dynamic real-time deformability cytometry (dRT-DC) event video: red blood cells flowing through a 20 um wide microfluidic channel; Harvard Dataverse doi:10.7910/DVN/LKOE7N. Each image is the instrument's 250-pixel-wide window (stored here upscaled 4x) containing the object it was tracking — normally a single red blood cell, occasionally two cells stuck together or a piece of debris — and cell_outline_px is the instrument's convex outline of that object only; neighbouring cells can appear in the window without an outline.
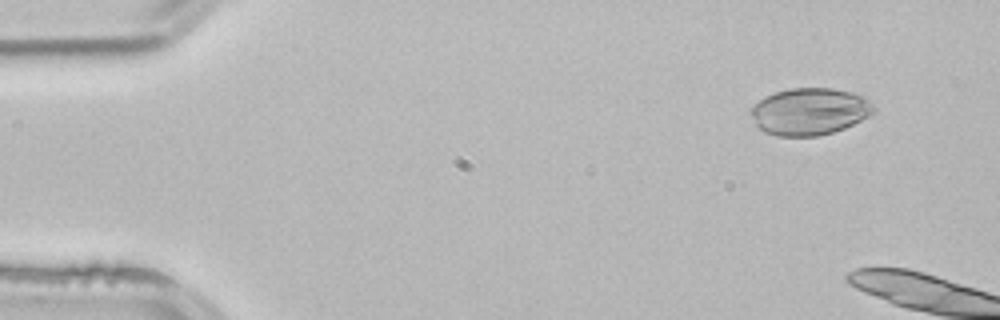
{"species": "common noctule bat (a hibernating species)", "species_latin": "Nyctalus noctula", "temperature_condition": "room temperature", "stored_images_in_passage": 8, "camera_frame_rate_fps": 3000, "um_per_image_px": 0.085, "animal": {"sex": "male", "body_mass_g": 21.5, "forearm_length_mm": 52.0}, "frame": {"image": 1, "passage_image": 5, "time_ms": 1.333, "image_size_px": [1000, 320], "cell_outline_px": [[876, 112], [844, 128], [832, 132], [816, 136], [776, 136], [764, 132], [756, 124], [752, 116], [752, 104], [764, 96], [776, 92], [792, 88], [832, 88], [852, 92], [864, 96], [876, 108]], "centroid_in_image_um": [68.82, 9.47], "position_along_channel_um": 16.2, "area_um2": 33.64}}